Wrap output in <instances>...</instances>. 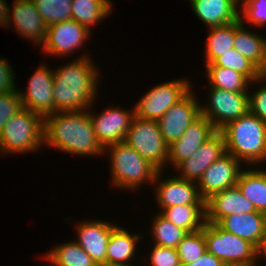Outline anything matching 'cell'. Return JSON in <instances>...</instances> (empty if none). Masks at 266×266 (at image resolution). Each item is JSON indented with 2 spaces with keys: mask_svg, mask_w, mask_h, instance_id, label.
I'll use <instances>...</instances> for the list:
<instances>
[{
  "mask_svg": "<svg viewBox=\"0 0 266 266\" xmlns=\"http://www.w3.org/2000/svg\"><path fill=\"white\" fill-rule=\"evenodd\" d=\"M208 37L206 41V63H212L216 58L234 48L233 40L235 38V21L222 26L208 28Z\"/></svg>",
  "mask_w": 266,
  "mask_h": 266,
  "instance_id": "obj_30",
  "label": "cell"
},
{
  "mask_svg": "<svg viewBox=\"0 0 266 266\" xmlns=\"http://www.w3.org/2000/svg\"><path fill=\"white\" fill-rule=\"evenodd\" d=\"M23 109L18 91L0 93V131L8 120Z\"/></svg>",
  "mask_w": 266,
  "mask_h": 266,
  "instance_id": "obj_36",
  "label": "cell"
},
{
  "mask_svg": "<svg viewBox=\"0 0 266 266\" xmlns=\"http://www.w3.org/2000/svg\"><path fill=\"white\" fill-rule=\"evenodd\" d=\"M226 153L225 139L222 133L217 131L189 158L180 162L175 170L181 173L180 178L197 183L203 172Z\"/></svg>",
  "mask_w": 266,
  "mask_h": 266,
  "instance_id": "obj_16",
  "label": "cell"
},
{
  "mask_svg": "<svg viewBox=\"0 0 266 266\" xmlns=\"http://www.w3.org/2000/svg\"><path fill=\"white\" fill-rule=\"evenodd\" d=\"M258 251H259V255L261 258H262V256H264L266 258V213H265L264 237H263V241H262Z\"/></svg>",
  "mask_w": 266,
  "mask_h": 266,
  "instance_id": "obj_42",
  "label": "cell"
},
{
  "mask_svg": "<svg viewBox=\"0 0 266 266\" xmlns=\"http://www.w3.org/2000/svg\"><path fill=\"white\" fill-rule=\"evenodd\" d=\"M239 174L236 186L255 207L256 211L266 213V170L249 169Z\"/></svg>",
  "mask_w": 266,
  "mask_h": 266,
  "instance_id": "obj_26",
  "label": "cell"
},
{
  "mask_svg": "<svg viewBox=\"0 0 266 266\" xmlns=\"http://www.w3.org/2000/svg\"><path fill=\"white\" fill-rule=\"evenodd\" d=\"M256 83L266 84V74L254 81ZM249 94V111L256 115L266 124V85Z\"/></svg>",
  "mask_w": 266,
  "mask_h": 266,
  "instance_id": "obj_37",
  "label": "cell"
},
{
  "mask_svg": "<svg viewBox=\"0 0 266 266\" xmlns=\"http://www.w3.org/2000/svg\"><path fill=\"white\" fill-rule=\"evenodd\" d=\"M221 266H238V265H235V264H225V263H223Z\"/></svg>",
  "mask_w": 266,
  "mask_h": 266,
  "instance_id": "obj_44",
  "label": "cell"
},
{
  "mask_svg": "<svg viewBox=\"0 0 266 266\" xmlns=\"http://www.w3.org/2000/svg\"><path fill=\"white\" fill-rule=\"evenodd\" d=\"M92 61L85 55L53 71L54 113L88 110L96 101L100 72Z\"/></svg>",
  "mask_w": 266,
  "mask_h": 266,
  "instance_id": "obj_1",
  "label": "cell"
},
{
  "mask_svg": "<svg viewBox=\"0 0 266 266\" xmlns=\"http://www.w3.org/2000/svg\"><path fill=\"white\" fill-rule=\"evenodd\" d=\"M208 106L201 105V115L220 131L229 122L249 111V93H237L210 87Z\"/></svg>",
  "mask_w": 266,
  "mask_h": 266,
  "instance_id": "obj_9",
  "label": "cell"
},
{
  "mask_svg": "<svg viewBox=\"0 0 266 266\" xmlns=\"http://www.w3.org/2000/svg\"><path fill=\"white\" fill-rule=\"evenodd\" d=\"M4 60L0 57V93L18 91L19 89L15 88L14 81V75L16 74L13 73L11 64Z\"/></svg>",
  "mask_w": 266,
  "mask_h": 266,
  "instance_id": "obj_39",
  "label": "cell"
},
{
  "mask_svg": "<svg viewBox=\"0 0 266 266\" xmlns=\"http://www.w3.org/2000/svg\"><path fill=\"white\" fill-rule=\"evenodd\" d=\"M223 262L209 252H205L194 262L182 266H221Z\"/></svg>",
  "mask_w": 266,
  "mask_h": 266,
  "instance_id": "obj_40",
  "label": "cell"
},
{
  "mask_svg": "<svg viewBox=\"0 0 266 266\" xmlns=\"http://www.w3.org/2000/svg\"><path fill=\"white\" fill-rule=\"evenodd\" d=\"M12 7V10L9 8L6 27L14 24L17 34L41 46L47 36V26L34 3L31 0H14Z\"/></svg>",
  "mask_w": 266,
  "mask_h": 266,
  "instance_id": "obj_17",
  "label": "cell"
},
{
  "mask_svg": "<svg viewBox=\"0 0 266 266\" xmlns=\"http://www.w3.org/2000/svg\"><path fill=\"white\" fill-rule=\"evenodd\" d=\"M71 20H74L89 30L112 11L110 0H72Z\"/></svg>",
  "mask_w": 266,
  "mask_h": 266,
  "instance_id": "obj_27",
  "label": "cell"
},
{
  "mask_svg": "<svg viewBox=\"0 0 266 266\" xmlns=\"http://www.w3.org/2000/svg\"><path fill=\"white\" fill-rule=\"evenodd\" d=\"M150 252L149 266H182L177 249L162 247L154 244Z\"/></svg>",
  "mask_w": 266,
  "mask_h": 266,
  "instance_id": "obj_38",
  "label": "cell"
},
{
  "mask_svg": "<svg viewBox=\"0 0 266 266\" xmlns=\"http://www.w3.org/2000/svg\"><path fill=\"white\" fill-rule=\"evenodd\" d=\"M239 7L241 6V4L240 3H242L243 2V0H233ZM242 1V2H241Z\"/></svg>",
  "mask_w": 266,
  "mask_h": 266,
  "instance_id": "obj_43",
  "label": "cell"
},
{
  "mask_svg": "<svg viewBox=\"0 0 266 266\" xmlns=\"http://www.w3.org/2000/svg\"><path fill=\"white\" fill-rule=\"evenodd\" d=\"M242 11L239 16H243L247 23L259 27L266 26V0H243Z\"/></svg>",
  "mask_w": 266,
  "mask_h": 266,
  "instance_id": "obj_35",
  "label": "cell"
},
{
  "mask_svg": "<svg viewBox=\"0 0 266 266\" xmlns=\"http://www.w3.org/2000/svg\"><path fill=\"white\" fill-rule=\"evenodd\" d=\"M176 249L180 257L181 265L192 263L201 257L207 251L204 238V226L199 231L188 233Z\"/></svg>",
  "mask_w": 266,
  "mask_h": 266,
  "instance_id": "obj_34",
  "label": "cell"
},
{
  "mask_svg": "<svg viewBox=\"0 0 266 266\" xmlns=\"http://www.w3.org/2000/svg\"><path fill=\"white\" fill-rule=\"evenodd\" d=\"M206 222L218 223L233 214L256 212L254 205L237 186L213 194L205 201Z\"/></svg>",
  "mask_w": 266,
  "mask_h": 266,
  "instance_id": "obj_20",
  "label": "cell"
},
{
  "mask_svg": "<svg viewBox=\"0 0 266 266\" xmlns=\"http://www.w3.org/2000/svg\"><path fill=\"white\" fill-rule=\"evenodd\" d=\"M110 156L112 184L118 188L138 190L141 184H153L158 169L148 160L141 157L124 141L112 143L104 147Z\"/></svg>",
  "mask_w": 266,
  "mask_h": 266,
  "instance_id": "obj_4",
  "label": "cell"
},
{
  "mask_svg": "<svg viewBox=\"0 0 266 266\" xmlns=\"http://www.w3.org/2000/svg\"><path fill=\"white\" fill-rule=\"evenodd\" d=\"M192 11L209 28L232 23L240 18L233 0H189Z\"/></svg>",
  "mask_w": 266,
  "mask_h": 266,
  "instance_id": "obj_22",
  "label": "cell"
},
{
  "mask_svg": "<svg viewBox=\"0 0 266 266\" xmlns=\"http://www.w3.org/2000/svg\"><path fill=\"white\" fill-rule=\"evenodd\" d=\"M151 234L155 245L176 249L181 240L188 234L184 229L175 226L159 212L153 219Z\"/></svg>",
  "mask_w": 266,
  "mask_h": 266,
  "instance_id": "obj_31",
  "label": "cell"
},
{
  "mask_svg": "<svg viewBox=\"0 0 266 266\" xmlns=\"http://www.w3.org/2000/svg\"><path fill=\"white\" fill-rule=\"evenodd\" d=\"M44 145V118L23 108L0 131V152L28 153ZM39 148V149H38Z\"/></svg>",
  "mask_w": 266,
  "mask_h": 266,
  "instance_id": "obj_5",
  "label": "cell"
},
{
  "mask_svg": "<svg viewBox=\"0 0 266 266\" xmlns=\"http://www.w3.org/2000/svg\"><path fill=\"white\" fill-rule=\"evenodd\" d=\"M77 155H102L104 147L97 140L89 109L55 112L44 118V145Z\"/></svg>",
  "mask_w": 266,
  "mask_h": 266,
  "instance_id": "obj_2",
  "label": "cell"
},
{
  "mask_svg": "<svg viewBox=\"0 0 266 266\" xmlns=\"http://www.w3.org/2000/svg\"><path fill=\"white\" fill-rule=\"evenodd\" d=\"M116 225L105 220H90L77 224L78 240H75L98 266H106L109 237Z\"/></svg>",
  "mask_w": 266,
  "mask_h": 266,
  "instance_id": "obj_18",
  "label": "cell"
},
{
  "mask_svg": "<svg viewBox=\"0 0 266 266\" xmlns=\"http://www.w3.org/2000/svg\"><path fill=\"white\" fill-rule=\"evenodd\" d=\"M44 257L52 263L51 266H98L74 240L57 245Z\"/></svg>",
  "mask_w": 266,
  "mask_h": 266,
  "instance_id": "obj_28",
  "label": "cell"
},
{
  "mask_svg": "<svg viewBox=\"0 0 266 266\" xmlns=\"http://www.w3.org/2000/svg\"><path fill=\"white\" fill-rule=\"evenodd\" d=\"M192 89L159 119L157 123L169 146L177 141L186 129L201 116L200 101L192 93Z\"/></svg>",
  "mask_w": 266,
  "mask_h": 266,
  "instance_id": "obj_10",
  "label": "cell"
},
{
  "mask_svg": "<svg viewBox=\"0 0 266 266\" xmlns=\"http://www.w3.org/2000/svg\"><path fill=\"white\" fill-rule=\"evenodd\" d=\"M124 142L158 170L168 164V148L156 120L134 116Z\"/></svg>",
  "mask_w": 266,
  "mask_h": 266,
  "instance_id": "obj_7",
  "label": "cell"
},
{
  "mask_svg": "<svg viewBox=\"0 0 266 266\" xmlns=\"http://www.w3.org/2000/svg\"><path fill=\"white\" fill-rule=\"evenodd\" d=\"M140 239V234L132 235L127 229L116 225L109 237L106 266H133L129 261L135 257L136 241Z\"/></svg>",
  "mask_w": 266,
  "mask_h": 266,
  "instance_id": "obj_24",
  "label": "cell"
},
{
  "mask_svg": "<svg viewBox=\"0 0 266 266\" xmlns=\"http://www.w3.org/2000/svg\"><path fill=\"white\" fill-rule=\"evenodd\" d=\"M162 172L163 170H158L153 182L157 186L155 197L159 207L162 208L160 211L176 205L205 204L200 196L197 183L194 184L195 182L179 176L169 177L163 181L160 178Z\"/></svg>",
  "mask_w": 266,
  "mask_h": 266,
  "instance_id": "obj_15",
  "label": "cell"
},
{
  "mask_svg": "<svg viewBox=\"0 0 266 266\" xmlns=\"http://www.w3.org/2000/svg\"><path fill=\"white\" fill-rule=\"evenodd\" d=\"M234 49L253 62L266 74V39L243 25V18L235 21Z\"/></svg>",
  "mask_w": 266,
  "mask_h": 266,
  "instance_id": "obj_23",
  "label": "cell"
},
{
  "mask_svg": "<svg viewBox=\"0 0 266 266\" xmlns=\"http://www.w3.org/2000/svg\"><path fill=\"white\" fill-rule=\"evenodd\" d=\"M46 26L71 20L72 0H31Z\"/></svg>",
  "mask_w": 266,
  "mask_h": 266,
  "instance_id": "obj_33",
  "label": "cell"
},
{
  "mask_svg": "<svg viewBox=\"0 0 266 266\" xmlns=\"http://www.w3.org/2000/svg\"><path fill=\"white\" fill-rule=\"evenodd\" d=\"M205 65V72L210 81V87L220 88L230 92L248 93V87L253 82L245 75L229 68L214 66L212 63Z\"/></svg>",
  "mask_w": 266,
  "mask_h": 266,
  "instance_id": "obj_29",
  "label": "cell"
},
{
  "mask_svg": "<svg viewBox=\"0 0 266 266\" xmlns=\"http://www.w3.org/2000/svg\"><path fill=\"white\" fill-rule=\"evenodd\" d=\"M217 130L203 115L196 119L182 134V136L169 145L168 162L176 167L180 162L189 158L198 147L212 137Z\"/></svg>",
  "mask_w": 266,
  "mask_h": 266,
  "instance_id": "obj_19",
  "label": "cell"
},
{
  "mask_svg": "<svg viewBox=\"0 0 266 266\" xmlns=\"http://www.w3.org/2000/svg\"><path fill=\"white\" fill-rule=\"evenodd\" d=\"M27 92L18 91L22 106L43 118L54 113L53 70L42 64L30 77Z\"/></svg>",
  "mask_w": 266,
  "mask_h": 266,
  "instance_id": "obj_12",
  "label": "cell"
},
{
  "mask_svg": "<svg viewBox=\"0 0 266 266\" xmlns=\"http://www.w3.org/2000/svg\"><path fill=\"white\" fill-rule=\"evenodd\" d=\"M220 132L225 139L226 152L241 163L266 162V124L250 111L229 122Z\"/></svg>",
  "mask_w": 266,
  "mask_h": 266,
  "instance_id": "obj_3",
  "label": "cell"
},
{
  "mask_svg": "<svg viewBox=\"0 0 266 266\" xmlns=\"http://www.w3.org/2000/svg\"><path fill=\"white\" fill-rule=\"evenodd\" d=\"M222 229L254 244L258 249L263 241L265 214L259 211L233 214L217 223Z\"/></svg>",
  "mask_w": 266,
  "mask_h": 266,
  "instance_id": "obj_21",
  "label": "cell"
},
{
  "mask_svg": "<svg viewBox=\"0 0 266 266\" xmlns=\"http://www.w3.org/2000/svg\"><path fill=\"white\" fill-rule=\"evenodd\" d=\"M207 252L225 264L257 266L258 248L251 242L222 229L217 223L204 224Z\"/></svg>",
  "mask_w": 266,
  "mask_h": 266,
  "instance_id": "obj_6",
  "label": "cell"
},
{
  "mask_svg": "<svg viewBox=\"0 0 266 266\" xmlns=\"http://www.w3.org/2000/svg\"><path fill=\"white\" fill-rule=\"evenodd\" d=\"M6 0H0V26L6 27L9 14V7Z\"/></svg>",
  "mask_w": 266,
  "mask_h": 266,
  "instance_id": "obj_41",
  "label": "cell"
},
{
  "mask_svg": "<svg viewBox=\"0 0 266 266\" xmlns=\"http://www.w3.org/2000/svg\"><path fill=\"white\" fill-rule=\"evenodd\" d=\"M191 86L187 79L167 81L154 86L135 105V116L142 119L159 120L171 106L191 90Z\"/></svg>",
  "mask_w": 266,
  "mask_h": 266,
  "instance_id": "obj_8",
  "label": "cell"
},
{
  "mask_svg": "<svg viewBox=\"0 0 266 266\" xmlns=\"http://www.w3.org/2000/svg\"><path fill=\"white\" fill-rule=\"evenodd\" d=\"M91 31L74 20L59 22L47 27L43 51L45 54L67 56L75 49L81 48L83 42L89 39Z\"/></svg>",
  "mask_w": 266,
  "mask_h": 266,
  "instance_id": "obj_13",
  "label": "cell"
},
{
  "mask_svg": "<svg viewBox=\"0 0 266 266\" xmlns=\"http://www.w3.org/2000/svg\"><path fill=\"white\" fill-rule=\"evenodd\" d=\"M242 164L233 155L226 153L212 163L197 182L201 198L206 201L213 194L236 186Z\"/></svg>",
  "mask_w": 266,
  "mask_h": 266,
  "instance_id": "obj_11",
  "label": "cell"
},
{
  "mask_svg": "<svg viewBox=\"0 0 266 266\" xmlns=\"http://www.w3.org/2000/svg\"><path fill=\"white\" fill-rule=\"evenodd\" d=\"M159 213L187 233L201 230L206 223L205 204L176 205Z\"/></svg>",
  "mask_w": 266,
  "mask_h": 266,
  "instance_id": "obj_25",
  "label": "cell"
},
{
  "mask_svg": "<svg viewBox=\"0 0 266 266\" xmlns=\"http://www.w3.org/2000/svg\"><path fill=\"white\" fill-rule=\"evenodd\" d=\"M212 64L223 68L238 71L245 75L251 82L259 79L264 73L249 59L243 57L236 49H230L216 58Z\"/></svg>",
  "mask_w": 266,
  "mask_h": 266,
  "instance_id": "obj_32",
  "label": "cell"
},
{
  "mask_svg": "<svg viewBox=\"0 0 266 266\" xmlns=\"http://www.w3.org/2000/svg\"><path fill=\"white\" fill-rule=\"evenodd\" d=\"M132 109L127 111L126 109H118L116 106L109 107L96 116L95 113H91L92 110L89 108V117L94 133L103 147L124 141L135 116L134 107Z\"/></svg>",
  "mask_w": 266,
  "mask_h": 266,
  "instance_id": "obj_14",
  "label": "cell"
}]
</instances>
